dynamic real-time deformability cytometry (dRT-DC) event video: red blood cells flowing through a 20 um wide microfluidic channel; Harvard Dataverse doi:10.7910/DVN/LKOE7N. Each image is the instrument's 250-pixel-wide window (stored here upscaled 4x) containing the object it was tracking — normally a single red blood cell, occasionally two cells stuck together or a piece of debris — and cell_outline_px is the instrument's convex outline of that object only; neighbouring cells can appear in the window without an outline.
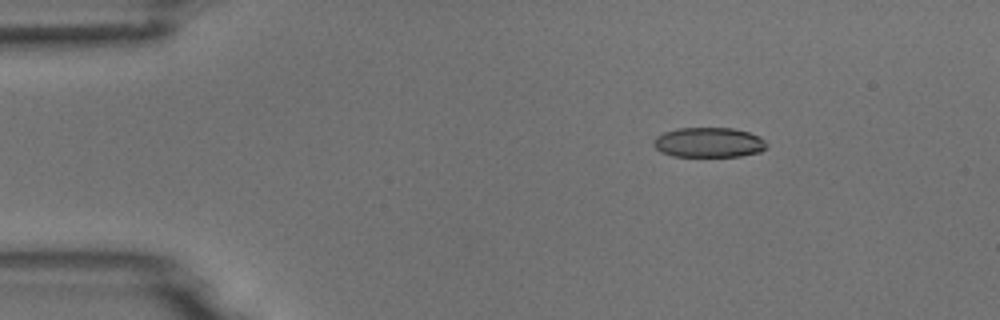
{"species": "common noctule bat (a hibernating species)", "species_latin": "Nyctalus noctula", "temperature_condition": "room temperature", "stored_images_in_passage": 4, "camera_frame_rate_fps": 3000, "um_per_image_px": 0.085, "animal": {"sex": "male", "body_mass_g": 18.8}, "frame": {"image": 1, "passage_image": 2, "time_ms": 1.0, "image_size_px": [1000, 320], "cell_outline_px": [[768, 148], [760, 152], [740, 156], [672, 156], [660, 152], [652, 144], [652, 140], [656, 136], [664, 132], [676, 128], [732, 128], [748, 132], [760, 136], [768, 144]], "centroid_in_image_um": [60.24, 12.11], "position_along_channel_um": 24.8, "area_um2": 19.94}}
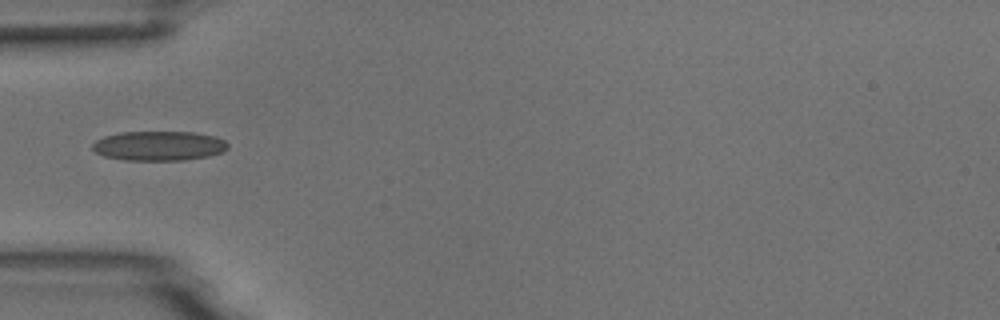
{"frame": {"image": 2, "passage_image": 4, "time_ms": 4.0, "image_size_px": [1000, 320], "cell_outline_px": [[228, 148], [220, 152], [208, 156], [184, 160], [124, 160], [104, 156], [96, 152], [92, 148], [92, 144], [96, 140], [104, 136], [120, 132], [192, 132], [216, 136], [224, 140], [228, 144]], "centroid_in_image_um": [13.49, 12.39], "position_along_channel_um": 71.5, "area_um2": 23.29}}